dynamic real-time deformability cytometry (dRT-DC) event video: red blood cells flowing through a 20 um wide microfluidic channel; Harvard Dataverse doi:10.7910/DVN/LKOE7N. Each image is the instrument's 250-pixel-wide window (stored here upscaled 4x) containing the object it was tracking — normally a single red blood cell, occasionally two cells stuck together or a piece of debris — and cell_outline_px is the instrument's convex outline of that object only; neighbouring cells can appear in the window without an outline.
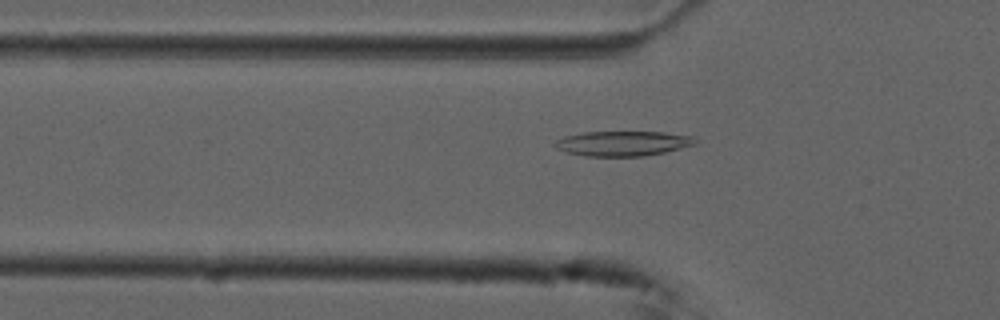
{"species": "common noctule bat (a hibernating species)", "species_latin": "Nyctalus noctula", "temperature_condition": "cold", "stored_images_in_passage": 50, "camera_frame_rate_fps": 3000, "um_per_image_px": 0.085, "animal": {"sex": "male", "forearm_length_mm": 52.5}, "frame": {"image": 1, "passage_image": 13, "time_ms": 4.0, "image_size_px": [1000, 320], "cell_outline_px": [[696, 144], [664, 152], [644, 156], [584, 156], [568, 152], [556, 148], [552, 144], [556, 140], [564, 136], [584, 132], [664, 132], [692, 136], [696, 140]], "centroid_in_image_um": [52.91, 12.19], "position_along_channel_um": 72.9, "area_um2": 20.29}}
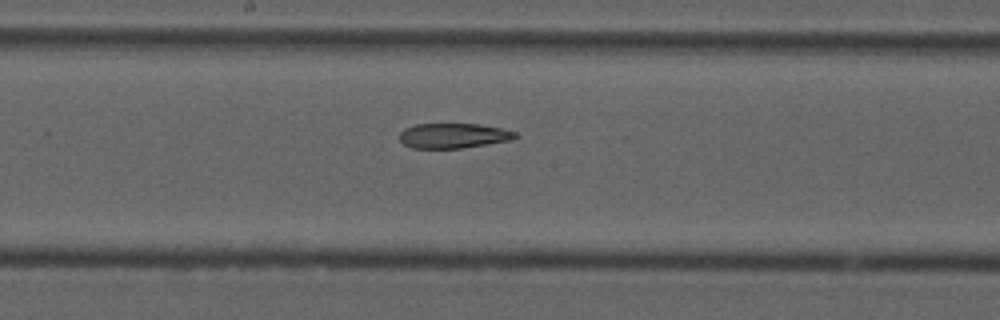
{"frame": {"image": 2, "passage_image": 24, "time_ms": 7.667, "image_size_px": [1000, 320], "cell_outline_px": [[520, 136], [512, 140], [460, 148], [412, 148], [404, 144], [400, 140], [400, 132], [404, 128], [416, 124], [480, 124], [500, 128], [516, 132]], "centroid_in_image_um": [38.55, 11.53], "position_along_channel_um": 209.7, "area_um2": 16.82}}
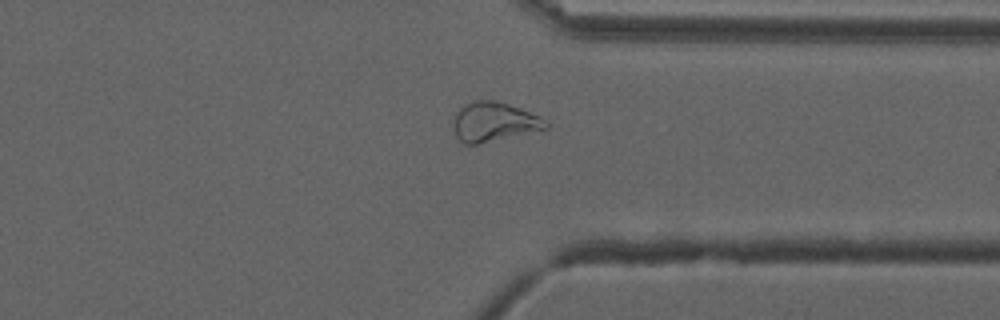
{"frame": {"image": 3, "passage_image": 37, "time_ms": 12.0, "image_size_px": [1000, 320], "cell_outline_px": [[548, 128], [476, 144], [464, 144], [456, 136], [452, 128], [452, 124], [456, 112], [464, 104], [476, 100], [492, 100], [508, 104], [520, 108], [544, 120], [548, 124]], "centroid_in_image_um": [41.91, 10.35], "position_along_channel_um": 369.5, "area_um2": 20.81}, "authors_computed_cell_mechanics": {"area_um2": 20.8658, "velocity_mm_per_s": 3.7153, "shape_relaxation_time_tau1_ms": null, "shape_relaxation_time_tau2_ms": 3.4277, "deformation_change_tau1": null, "deformation_change_tau2": 0.0991}}